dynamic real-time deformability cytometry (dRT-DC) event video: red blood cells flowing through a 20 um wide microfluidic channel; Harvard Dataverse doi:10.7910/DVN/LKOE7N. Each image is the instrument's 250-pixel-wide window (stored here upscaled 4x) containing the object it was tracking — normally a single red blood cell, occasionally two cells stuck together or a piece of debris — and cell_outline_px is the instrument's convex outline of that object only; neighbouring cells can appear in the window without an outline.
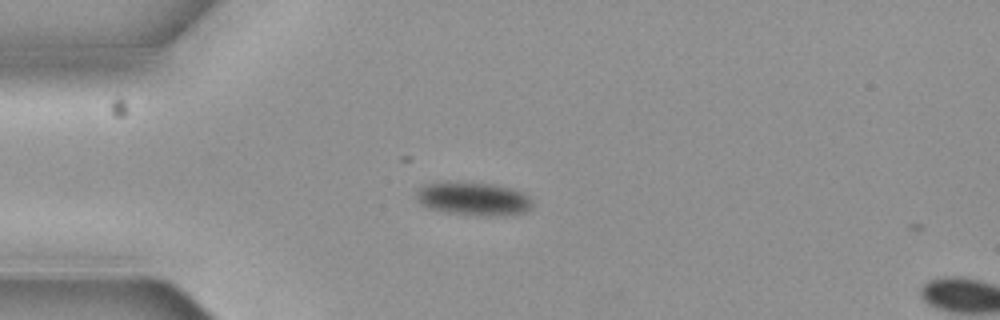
{"species": "common noctule bat (a hibernating species)", "species_latin": "Nyctalus noctula", "temperature_condition": "cold", "stored_images_in_passage": 2, "segment_of_instrument_passage": [1, 2], "camera_frame_rate_fps": 3000, "um_per_image_px": 0.085, "animal": {"sex": "female", "body_mass_g": 19.3, "forearm_length_mm": 54.1}, "frame": {"image": 1, "passage_image": 1, "time_ms": 0.0, "image_size_px": [1000, 320], "cell_outline_px": [[532, 204], [524, 212], [500, 216], [440, 212], [428, 208], [420, 204], [416, 196], [416, 192], [424, 184], [444, 180], [492, 184], [508, 188], [520, 192], [528, 196]], "centroid_in_image_um": [40.13, 16.87], "position_along_channel_um": 44.9, "area_um2": 22.54}}